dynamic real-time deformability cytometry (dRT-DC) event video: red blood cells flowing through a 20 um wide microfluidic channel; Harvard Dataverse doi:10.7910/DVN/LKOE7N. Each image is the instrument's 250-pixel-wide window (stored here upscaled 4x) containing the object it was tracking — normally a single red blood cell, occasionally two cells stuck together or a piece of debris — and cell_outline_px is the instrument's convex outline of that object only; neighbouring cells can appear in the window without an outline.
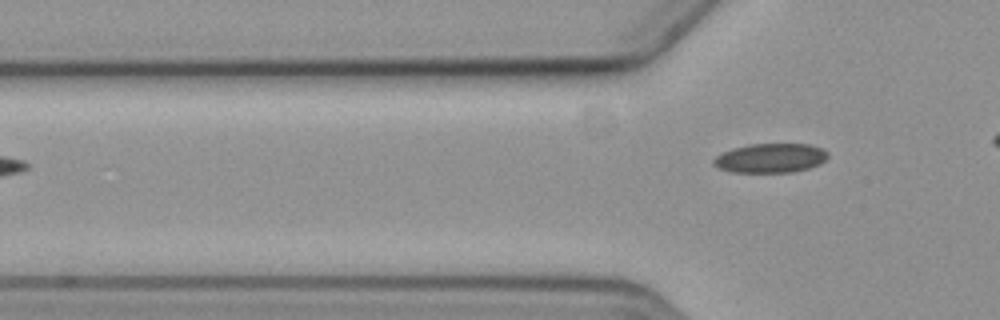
{"species": "common noctule bat (a hibernating species)", "species_latin": "Nyctalus noctula", "temperature_condition": "cold", "stored_images_in_passage": 6, "camera_frame_rate_fps": 3000, "um_per_image_px": 0.085, "animal": {"sex": "female", "body_mass_g": 19.3, "forearm_length_mm": 54.1}, "frame": {"image": 1, "passage_image": 3, "time_ms": 3.0, "image_size_px": [1000, 320], "cell_outline_px": [[828, 156], [820, 164], [808, 168], [792, 172], [732, 172], [720, 168], [712, 164], [712, 160], [716, 156], [732, 148], [748, 144], [812, 144], [828, 152]], "centroid_in_image_um": [65.48, 13.43], "position_along_channel_um": 60.3, "area_um2": 19.48}}